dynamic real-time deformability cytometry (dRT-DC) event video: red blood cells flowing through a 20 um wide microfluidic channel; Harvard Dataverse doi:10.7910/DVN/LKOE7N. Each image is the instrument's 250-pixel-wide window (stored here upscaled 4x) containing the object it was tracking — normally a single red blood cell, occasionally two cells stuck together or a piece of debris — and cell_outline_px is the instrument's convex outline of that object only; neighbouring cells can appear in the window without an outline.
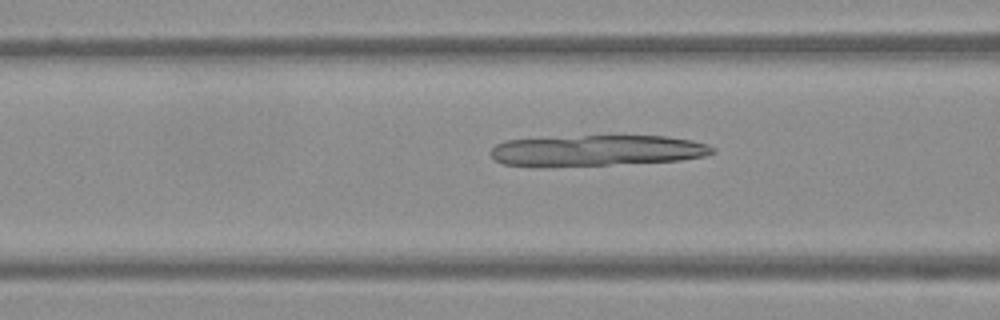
{"species": "Egyptian fruit bat (a non-hibernating species)", "species_latin": "Rousettus aegyptiacus", "temperature_condition": "warm", "stored_images_in_passage": 52, "camera_frame_rate_fps": 3000, "um_per_image_px": 0.085, "frame": {"image": 1, "passage_image": 21, "time_ms": 6.667, "image_size_px": [1000, 320], "cell_outline_px": [[716, 152], [704, 156], [680, 160], [608, 164], [504, 164], [496, 160], [488, 152], [496, 144], [504, 140], [584, 136], [664, 136], [692, 140], [708, 144], [716, 148]], "centroid_in_image_um": [50.84, 12.76], "position_along_channel_um": 115.8, "area_um2": 38.73}}
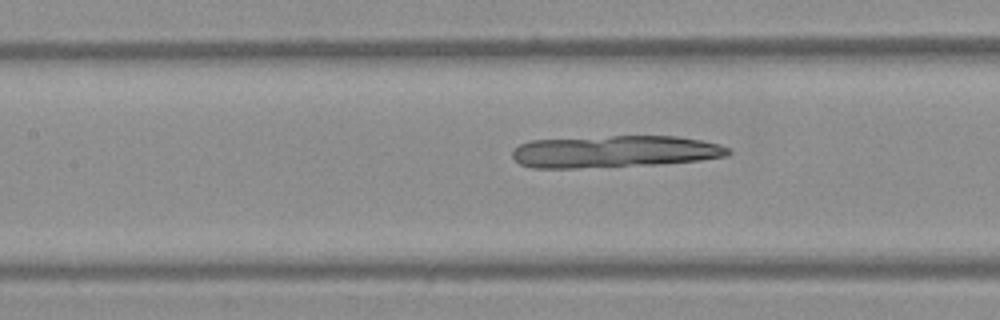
{"frame": {"image": 2, "passage_image": 24, "time_ms": 7.667, "image_size_px": [1000, 320], "cell_outline_px": [[732, 152], [724, 156], [700, 160], [656, 164], [580, 168], [532, 168], [520, 164], [512, 156], [512, 152], [520, 144], [532, 140], [612, 136], [676, 136], [700, 140], [720, 144], [728, 148]], "centroid_in_image_um": [52.22, 12.88], "position_along_channel_um": 155.2, "area_um2": 40.11}}
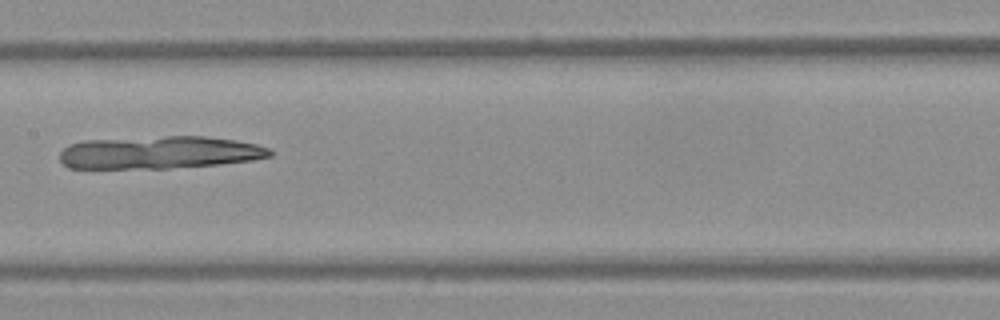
{"frame": {"image": 3, "passage_image": 27, "time_ms": 8.667, "image_size_px": [1000, 320], "cell_outline_px": [[272, 156], [252, 160], [220, 164], [168, 168], [68, 168], [60, 160], [60, 152], [68, 144], [84, 140], [164, 136], [204, 136], [236, 140], [256, 144], [268, 148], [272, 152]], "centroid_in_image_um": [13.54, 12.95], "position_along_channel_um": 193.9, "area_um2": 40.06}}